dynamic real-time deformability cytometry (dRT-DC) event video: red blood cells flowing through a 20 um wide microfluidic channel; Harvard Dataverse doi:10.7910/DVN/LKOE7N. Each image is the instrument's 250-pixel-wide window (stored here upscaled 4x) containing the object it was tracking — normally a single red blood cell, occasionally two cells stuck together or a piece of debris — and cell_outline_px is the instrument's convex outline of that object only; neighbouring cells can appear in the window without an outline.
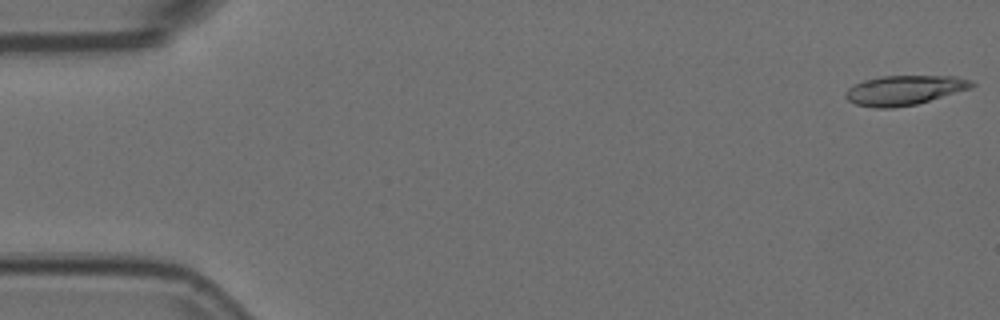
{"species": "Egyptian fruit bat (a non-hibernating species)", "species_latin": "Rousettus aegyptiacus", "temperature_condition": "room temperature", "stored_images_in_passage": 54, "camera_frame_rate_fps": 3000, "um_per_image_px": 0.085, "animal": {"sex": "female"}, "frame": {"image": 1, "passage_image": 1, "time_ms": 0.0, "image_size_px": [1000, 320], "cell_outline_px": [[976, 84], [972, 88], [916, 104], [892, 108], [872, 108], [856, 104], [848, 100], [844, 96], [844, 92], [848, 88], [864, 80], [880, 76], [956, 76], [972, 80]], "centroid_in_image_um": [76.87, 7.66], "position_along_channel_um": 8.1, "area_um2": 21.85}}
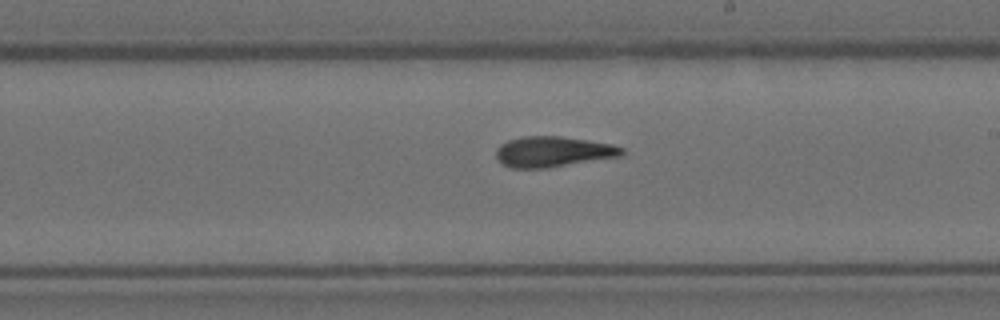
{"frame": {"image": 2, "passage_image": 31, "time_ms": 10.0, "image_size_px": [1000, 320], "cell_outline_px": [[624, 156], [548, 168], [508, 168], [496, 156], [496, 148], [500, 144], [508, 140], [524, 136], [560, 136], [612, 144], [624, 148]], "centroid_in_image_um": [47.03, 12.9], "position_along_channel_um": 242.0, "area_um2": 22.54}}
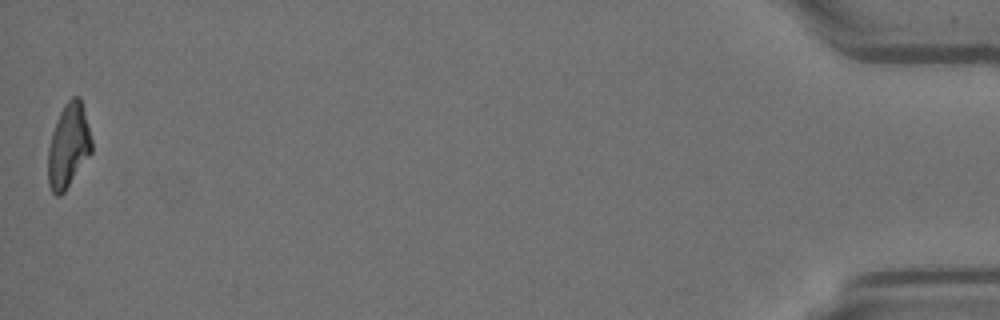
{"frame": {"image": 3, "passage_image": 54, "time_ms": 17.667, "image_size_px": [1000, 320], "cell_outline_px": [[92, 152], [64, 192], [60, 196], [56, 196], [52, 192], [48, 184], [48, 148], [52, 132], [56, 120], [64, 104], [72, 96], [80, 96], [92, 140]], "centroid_in_image_um": [5.81, 12.39], "position_along_channel_um": 429.4, "area_um2": 21.39}, "authors_computed_cell_mechanics": {"area_um2": 22.1952, "velocity_mm_per_s": 3.7193, "shape_relaxation_time_tau1_ms": null, "shape_relaxation_time_tau2_ms": 3.8504, "deformation_change_tau1": null, "deformation_change_tau2": 0.1328}}